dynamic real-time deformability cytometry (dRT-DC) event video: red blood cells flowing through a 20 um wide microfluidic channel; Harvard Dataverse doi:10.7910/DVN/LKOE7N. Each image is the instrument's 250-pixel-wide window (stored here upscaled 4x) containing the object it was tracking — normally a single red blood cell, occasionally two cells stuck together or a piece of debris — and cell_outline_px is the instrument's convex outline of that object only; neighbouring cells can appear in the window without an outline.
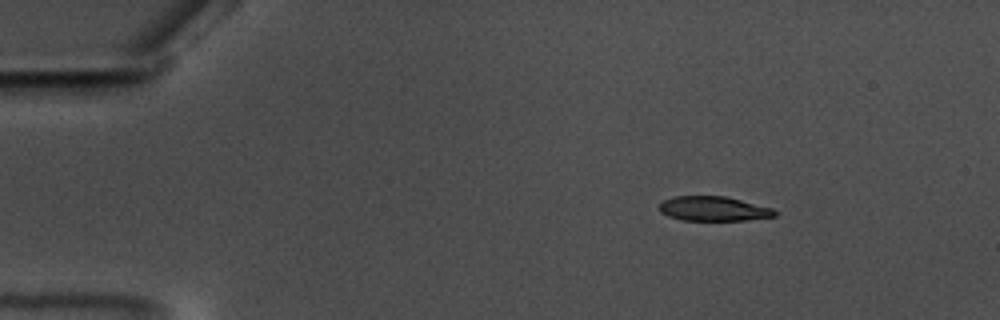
{"species": "common noctule bat (a hibernating species)", "species_latin": "Nyctalus noctula", "temperature_condition": "warm", "stored_images_in_passage": 55, "camera_frame_rate_fps": 3000, "um_per_image_px": 0.085, "animal": {"sex": "male", "body_mass_g": 17.5, "forearm_length_mm": 52.3}, "frame": {"image": 1, "passage_image": 5, "time_ms": 1.333, "image_size_px": [1000, 320], "cell_outline_px": [[776, 216], [748, 220], [680, 220], [668, 216], [660, 212], [660, 204], [664, 200], [676, 196], [724, 196], [772, 208], [776, 212]], "centroid_in_image_um": [60.63, 17.75], "position_along_channel_um": 24.4, "area_um2": 16.36}}
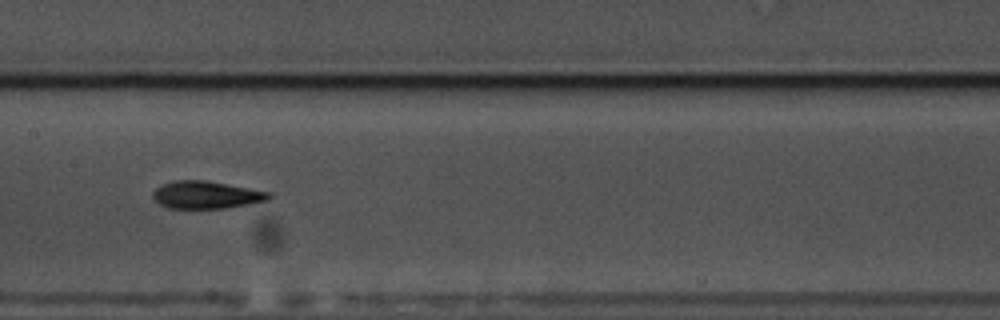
{"frame": {"image": 2, "passage_image": 26, "time_ms": 8.333, "image_size_px": [1000, 320], "cell_outline_px": [[272, 196], [268, 200], [228, 208], [168, 208], [152, 200], [152, 192], [160, 184], [172, 180], [208, 180], [272, 192]], "centroid_in_image_um": [17.51, 16.55], "position_along_channel_um": 189.9, "area_um2": 18.96}}
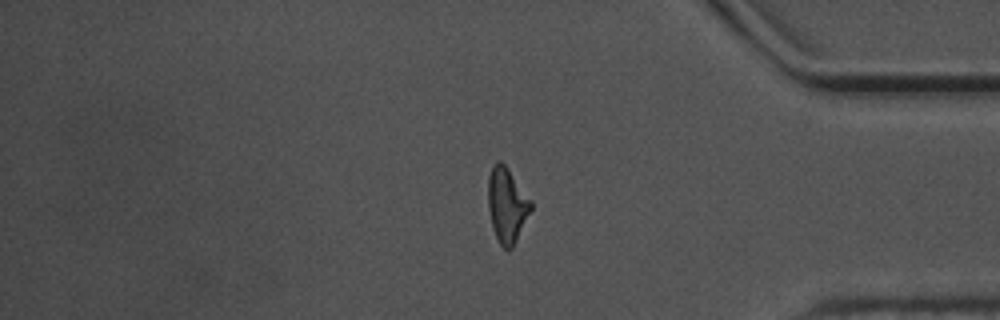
{"frame": {"image": 3, "passage_image": 45, "time_ms": 14.667, "image_size_px": [1000, 320], "cell_outline_px": [[532, 208], [512, 248], [508, 252], [500, 244], [496, 236], [492, 224], [488, 208], [488, 176], [492, 164], [496, 160], [500, 160], [508, 168], [532, 200]], "centroid_in_image_um": [43.08, 17.39], "position_along_channel_um": 392.1, "area_um2": 18.73}, "authors_computed_cell_mechanics": {"area_um2": 18.4382, "velocity_mm_per_s": 3.514, "shape_relaxation_time_tau1_ms": 3.5219, "shape_relaxation_time_tau2_ms": 4.1595, "deformation_change_tau1": 0.2038, "deformation_change_tau2": 0.1263}}